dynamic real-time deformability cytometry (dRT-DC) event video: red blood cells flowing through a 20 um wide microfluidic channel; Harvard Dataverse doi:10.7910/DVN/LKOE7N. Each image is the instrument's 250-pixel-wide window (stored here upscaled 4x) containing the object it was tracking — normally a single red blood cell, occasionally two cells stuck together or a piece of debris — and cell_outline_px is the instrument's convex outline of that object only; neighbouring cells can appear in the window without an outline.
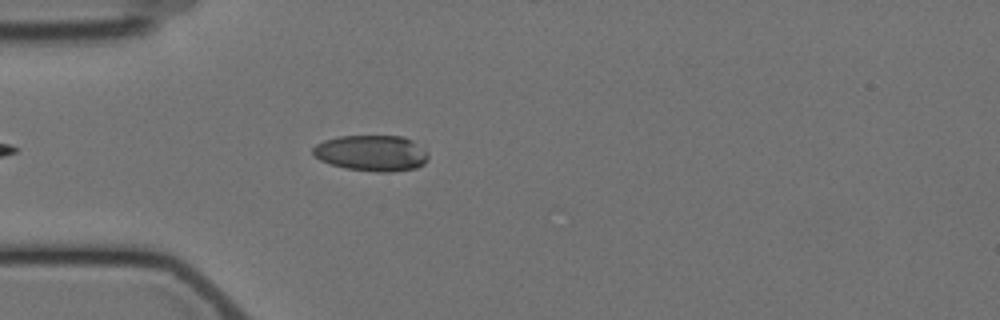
{"species": "Egyptian fruit bat (a non-hibernating species)", "species_latin": "Rousettus aegyptiacus", "temperature_condition": "cold", "stored_images_in_passage": 6, "camera_frame_rate_fps": 3000, "um_per_image_px": 0.085, "animal": {"sex": "female"}, "frame": {"image": 1, "passage_image": 5, "time_ms": 4.667, "image_size_px": [1000, 320], "cell_outline_px": [[428, 160], [424, 164], [416, 168], [392, 172], [376, 172], [344, 168], [328, 164], [320, 160], [312, 152], [312, 148], [316, 144], [324, 140], [340, 136], [404, 136], [412, 140], [424, 148], [428, 152]], "centroid_in_image_um": [31.6, 13.02], "position_along_channel_um": 53.4, "area_um2": 24.45}}